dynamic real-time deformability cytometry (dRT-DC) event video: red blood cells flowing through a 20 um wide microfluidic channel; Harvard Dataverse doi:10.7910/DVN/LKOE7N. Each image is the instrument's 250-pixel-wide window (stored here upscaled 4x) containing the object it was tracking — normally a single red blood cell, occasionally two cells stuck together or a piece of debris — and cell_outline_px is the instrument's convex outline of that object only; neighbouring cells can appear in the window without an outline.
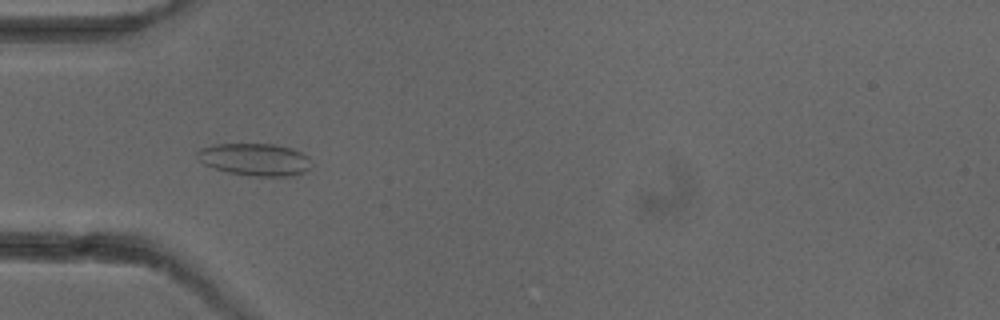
{"species": "common noctule bat (a hibernating species)", "species_latin": "Nyctalus noctula", "temperature_condition": "cold", "stored_images_in_passage": 5, "camera_frame_rate_fps": 3000, "um_per_image_px": 0.085, "animal": {"sex": "female"}, "frame": {"image": 1, "passage_image": 4, "time_ms": 4.0, "image_size_px": [1000, 320], "cell_outline_px": [[312, 164], [304, 172], [292, 176], [248, 176], [228, 172], [204, 164], [196, 156], [196, 152], [200, 148], [212, 144], [272, 144], [292, 148], [308, 156]], "centroid_in_image_um": [21.66, 13.55], "position_along_channel_um": 63.3, "area_um2": 21.56}}